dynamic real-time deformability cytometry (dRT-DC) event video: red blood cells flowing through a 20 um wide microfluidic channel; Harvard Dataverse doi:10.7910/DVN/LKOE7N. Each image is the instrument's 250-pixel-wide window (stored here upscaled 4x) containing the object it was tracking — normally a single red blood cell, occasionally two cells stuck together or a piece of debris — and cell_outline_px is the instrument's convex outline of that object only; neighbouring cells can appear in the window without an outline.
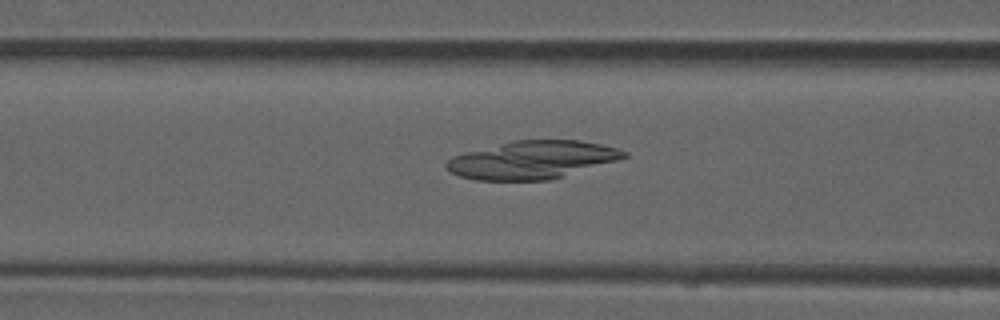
{"species": "common noctule bat (a hibernating species)", "species_latin": "Nyctalus noctula", "temperature_condition": "room temperature", "stored_images_in_passage": 49, "camera_frame_rate_fps": 3000, "um_per_image_px": 0.085, "animal": {"sex": "male", "forearm_length_mm": 52.5}, "frame": {"image": 1, "passage_image": 21, "time_ms": 6.667, "image_size_px": [1000, 320], "cell_outline_px": [[628, 156], [616, 160], [548, 180], [476, 180], [460, 176], [448, 172], [444, 168], [444, 164], [452, 156], [464, 152], [516, 140], [580, 140], [600, 144], [616, 148], [628, 152]], "centroid_in_image_um": [45.16, 13.59], "position_along_channel_um": 121.4, "area_um2": 38.84}}